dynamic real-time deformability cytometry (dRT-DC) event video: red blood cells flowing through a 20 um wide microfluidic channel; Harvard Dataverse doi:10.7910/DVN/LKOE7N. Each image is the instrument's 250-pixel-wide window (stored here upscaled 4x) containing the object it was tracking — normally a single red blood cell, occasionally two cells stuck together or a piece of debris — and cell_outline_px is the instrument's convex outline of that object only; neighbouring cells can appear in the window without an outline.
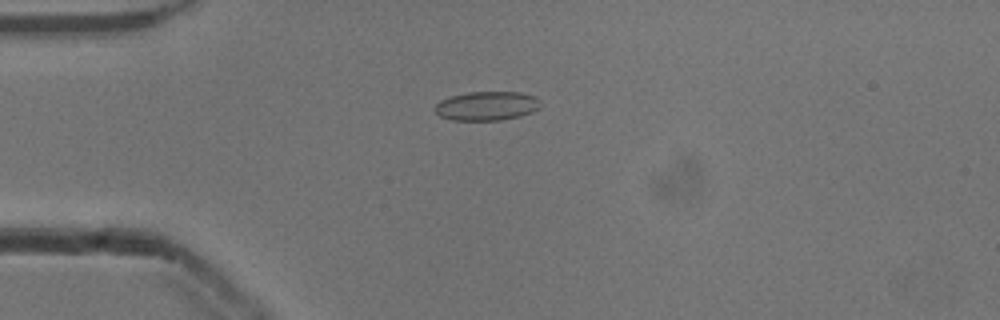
{"species": "common noctule bat (a hibernating species)", "species_latin": "Nyctalus noctula", "temperature_condition": "cold", "stored_images_in_passage": 40, "camera_frame_rate_fps": 3000, "um_per_image_px": 0.085, "animal": {"sex": "male", "body_mass_g": 13.3}, "frame": {"image": 1, "passage_image": 1, "time_ms": 0.0, "image_size_px": [1000, 320], "cell_outline_px": [[540, 100], [536, 108], [532, 112], [520, 116], [500, 120], [452, 120], [440, 116], [432, 108], [440, 100], [452, 96], [468, 92], [520, 92], [536, 96]], "centroid_in_image_um": [41.34, 9.0], "position_along_channel_um": 43.7, "area_um2": 17.8}}
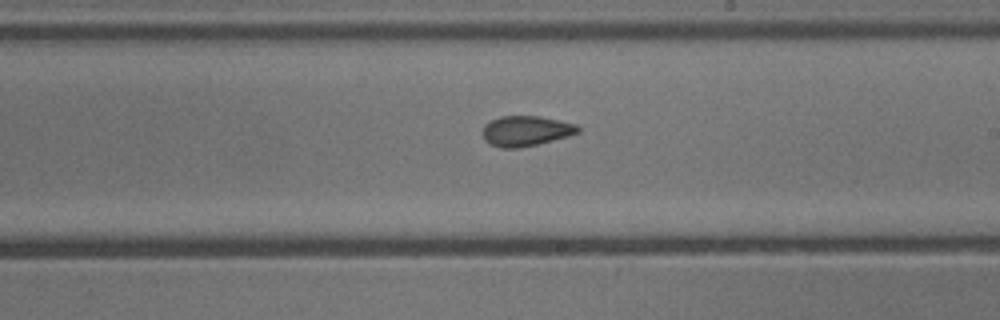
{"frame": {"image": 2, "passage_image": 18, "time_ms": 5.667, "image_size_px": [1000, 320], "cell_outline_px": [[580, 132], [568, 136], [520, 148], [500, 148], [488, 144], [484, 140], [484, 124], [500, 116], [540, 116], [560, 120], [576, 124], [580, 128]], "centroid_in_image_um": [44.7, 11.13], "position_along_channel_um": 244.3, "area_um2": 16.82}}
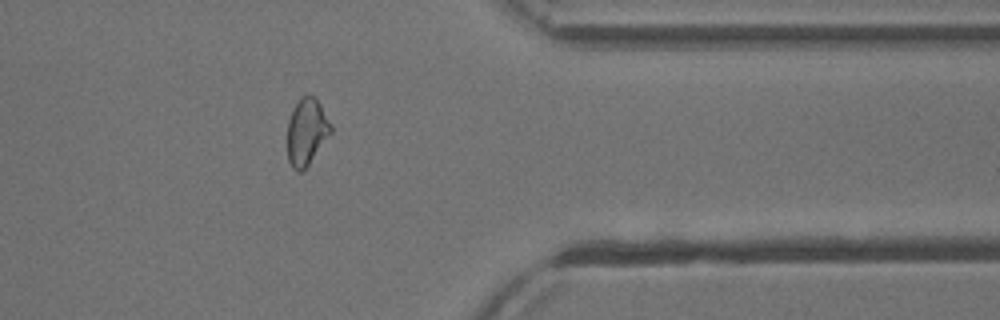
{"frame": {"image": 3, "passage_image": 30, "time_ms": 9.667, "image_size_px": [1000, 320], "cell_outline_px": [[332, 132], [308, 164], [300, 172], [296, 172], [292, 168], [288, 160], [288, 120], [292, 108], [300, 96], [316, 96], [332, 124]], "centroid_in_image_um": [26.06, 11.16], "position_along_channel_um": 385.3, "area_um2": 16.99}, "authors_computed_cell_mechanics": {"area_um2": 17.1088, "velocity_mm_per_s": 3.9084, "shape_relaxation_time_tau1_ms": 6.7894, "shape_relaxation_time_tau2_ms": 1.9093, "deformation_change_tau1": 0.1537, "deformation_change_tau2": 0.0765}}